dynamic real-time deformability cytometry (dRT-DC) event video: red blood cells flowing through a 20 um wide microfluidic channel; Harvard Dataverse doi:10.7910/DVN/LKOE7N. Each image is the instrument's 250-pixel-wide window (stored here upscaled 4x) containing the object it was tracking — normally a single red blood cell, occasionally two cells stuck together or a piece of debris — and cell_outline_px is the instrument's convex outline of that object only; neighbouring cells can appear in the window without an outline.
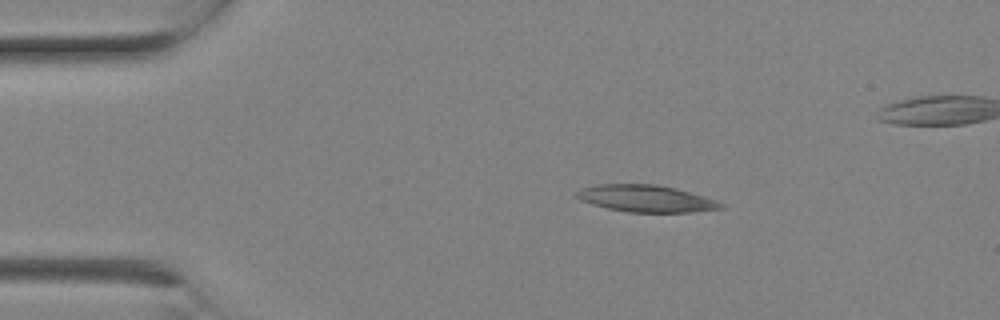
{"species": "Egyptian fruit bat (a non-hibernating species)", "species_latin": "Rousettus aegyptiacus", "temperature_condition": "room temperature", "stored_images_in_passage": 3, "camera_frame_rate_fps": 3000, "um_per_image_px": 0.085, "animal": {"sex": "female"}, "frame": {"image": 1, "passage_image": 2, "time_ms": 0.333, "image_size_px": [1000, 320], "cell_outline_px": [[724, 208], [692, 212], [628, 212], [608, 208], [592, 204], [580, 200], [572, 192], [580, 188], [596, 184], [656, 184], [676, 188], [716, 200], [724, 204]], "centroid_in_image_um": [54.86, 16.87], "position_along_channel_um": 30.1, "area_um2": 22.72}}